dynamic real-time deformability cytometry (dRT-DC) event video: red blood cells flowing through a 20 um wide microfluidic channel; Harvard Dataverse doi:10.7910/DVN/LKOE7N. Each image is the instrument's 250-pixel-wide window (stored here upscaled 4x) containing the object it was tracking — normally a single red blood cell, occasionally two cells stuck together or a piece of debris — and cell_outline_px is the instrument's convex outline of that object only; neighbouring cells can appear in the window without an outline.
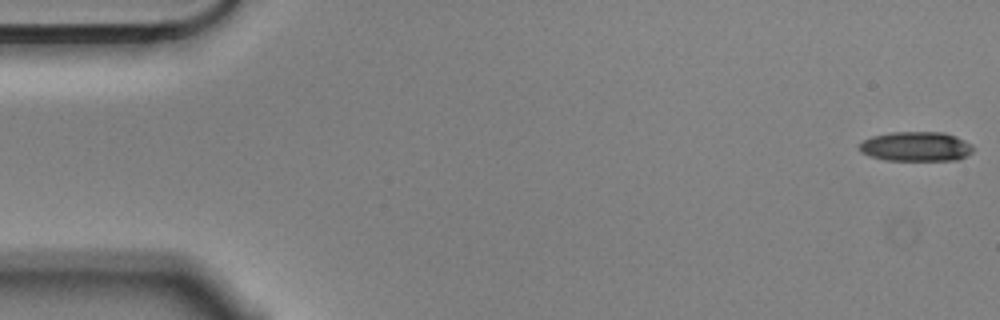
{"species": "Egyptian fruit bat (a non-hibernating species)", "species_latin": "Rousettus aegyptiacus", "temperature_condition": "cold", "stored_images_in_passage": 56, "camera_frame_rate_fps": 3000, "um_per_image_px": 0.085, "animal": {"sex": "male"}, "frame": {"image": 1, "passage_image": 1, "time_ms": 0.0, "image_size_px": [1000, 320], "cell_outline_px": [[972, 152], [956, 160], [884, 160], [868, 156], [860, 152], [856, 144], [872, 136], [892, 132], [944, 132], [956, 136], [972, 144]], "centroid_in_image_um": [77.8, 12.45], "position_along_channel_um": 7.2, "area_um2": 19.77}}
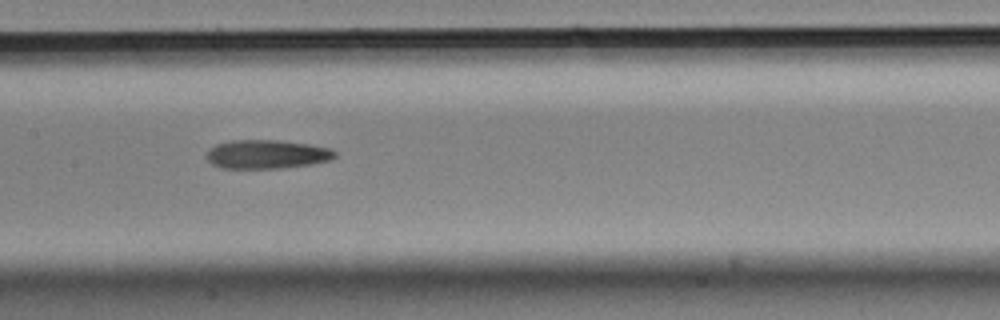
{"frame": {"image": 2, "passage_image": 27, "time_ms": 8.667, "image_size_px": [1000, 320], "cell_outline_px": [[336, 156], [332, 160], [312, 164], [284, 168], [220, 168], [212, 164], [208, 160], [208, 148], [216, 144], [232, 140], [276, 140], [308, 144], [332, 148], [336, 152]], "centroid_in_image_um": [22.71, 13.11], "position_along_channel_um": 184.7, "area_um2": 21.68}}
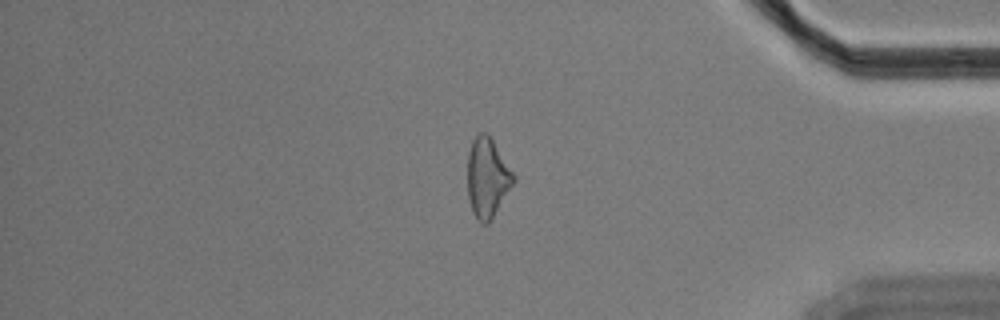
{"frame": {"image": 3, "passage_image": 47, "time_ms": 15.333, "image_size_px": [1000, 320], "cell_outline_px": [[516, 180], [492, 220], [488, 224], [480, 224], [476, 220], [472, 212], [468, 200], [468, 152], [472, 140], [480, 132], [488, 132], [516, 176]], "centroid_in_image_um": [41.43, 15.13], "position_along_channel_um": 393.8, "area_um2": 21.79}, "authors_computed_cell_mechanics": {"area_um2": 21.5594, "velocity_mm_per_s": 3.5662, "shape_relaxation_time_tau1_ms": 7.3619, "shape_relaxation_time_tau2_ms": 8.722, "deformation_change_tau1": 0.1908, "deformation_change_tau2": 0.2353}}